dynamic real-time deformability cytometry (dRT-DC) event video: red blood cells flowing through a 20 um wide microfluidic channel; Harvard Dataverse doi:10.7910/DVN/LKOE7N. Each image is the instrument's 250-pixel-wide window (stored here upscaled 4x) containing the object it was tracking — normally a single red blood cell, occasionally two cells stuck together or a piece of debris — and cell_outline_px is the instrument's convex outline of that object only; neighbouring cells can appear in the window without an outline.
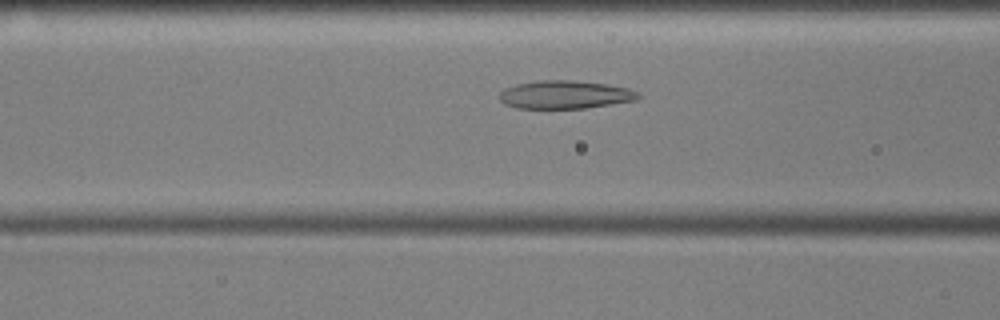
{"species": "common noctule bat (a hibernating species)", "species_latin": "Nyctalus noctula", "temperature_condition": "cold", "stored_images_in_passage": 50, "camera_frame_rate_fps": 3000, "um_per_image_px": 0.085, "animal": {"sex": "male", "body_mass_g": 17.9, "forearm_length_mm": 54.2}, "frame": {"image": 1, "passage_image": 16, "time_ms": 5.0, "image_size_px": [1000, 320], "cell_outline_px": [[640, 96], [636, 100], [612, 104], [584, 108], [516, 108], [504, 104], [500, 100], [500, 92], [504, 88], [516, 84], [540, 80], [572, 80], [604, 84], [628, 88], [636, 92]], "centroid_in_image_um": [47.98, 8.05], "position_along_channel_um": 118.6, "area_um2": 22.6}}
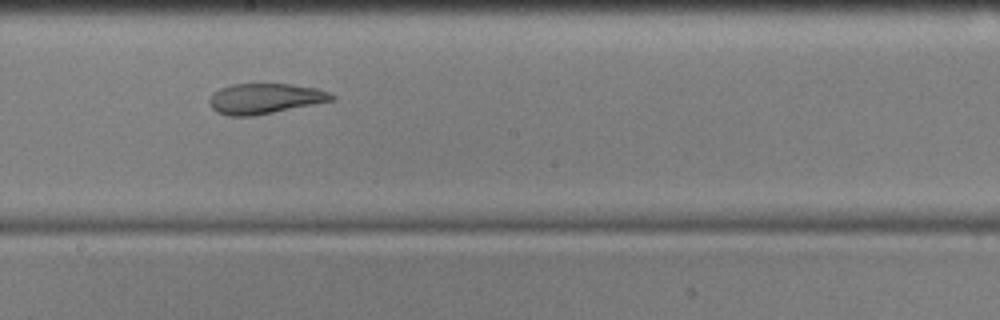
{"frame": {"image": 2, "passage_image": 25, "time_ms": 8.0, "image_size_px": [1000, 320], "cell_outline_px": [[336, 100], [252, 116], [228, 116], [216, 112], [212, 108], [208, 100], [212, 92], [220, 88], [232, 84], [292, 84], [316, 88], [328, 92], [336, 96]], "centroid_in_image_um": [22.5, 8.38], "position_along_channel_um": 225.7, "area_um2": 21.73}}
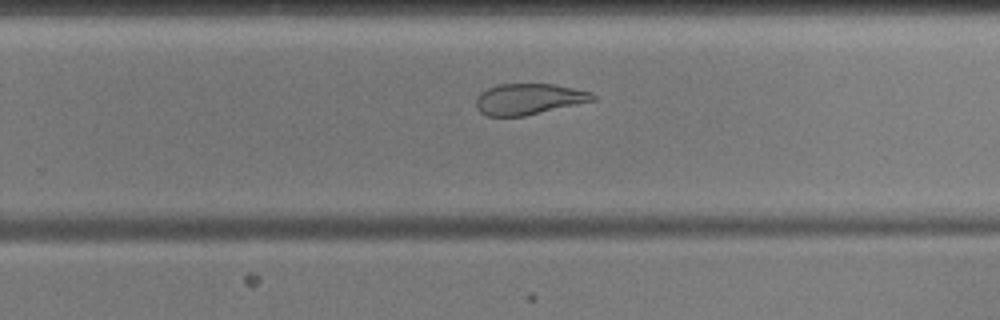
{"frame": {"image": 3, "passage_image": 30, "time_ms": 9.667, "image_size_px": [1000, 320], "cell_outline_px": [[596, 100], [524, 116], [488, 116], [480, 112], [476, 108], [476, 96], [480, 92], [496, 84], [552, 84], [592, 92], [596, 96]], "centroid_in_image_um": [44.92, 8.42], "position_along_channel_um": 284.9, "area_um2": 21.1}, "authors_computed_cell_mechanics": {"area_um2": 25.4898, "velocity_mm_per_s": 3.5619, "shape_relaxation_time_tau1_ms": null, "shape_relaxation_time_tau2_ms": 2.7758, "deformation_change_tau1": null, "deformation_change_tau2": 0.0955}}